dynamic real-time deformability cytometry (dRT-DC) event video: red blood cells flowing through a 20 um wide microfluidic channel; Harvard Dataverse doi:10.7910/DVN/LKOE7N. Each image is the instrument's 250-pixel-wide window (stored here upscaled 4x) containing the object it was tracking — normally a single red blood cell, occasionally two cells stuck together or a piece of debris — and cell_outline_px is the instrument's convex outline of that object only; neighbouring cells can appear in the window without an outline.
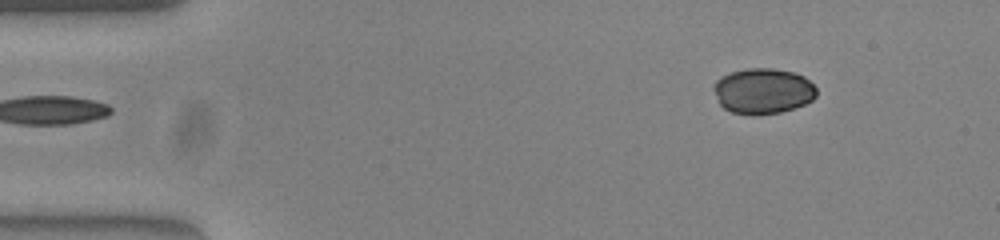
{"species": "common noctule bat (a hibernating species)", "species_latin": "Nyctalus noctula", "temperature_condition": "warm", "stored_images_in_passage": 47, "camera_frame_rate_fps": 3000, "um_per_image_px": 0.085, "animal": {"sex": "female", "body_mass_g": 23.0, "forearm_length_mm": 53.4}, "frame": {"image": 1, "passage_image": 1, "time_ms": 0.0, "image_size_px": [1000, 240], "cell_outline_px": [[816, 96], [812, 100], [804, 104], [780, 112], [756, 116], [752, 116], [732, 112], [724, 108], [720, 104], [712, 88], [712, 84], [720, 76], [732, 72], [748, 68], [772, 68], [792, 72], [804, 76], [816, 88]], "centroid_in_image_um": [64.82, 7.74], "position_along_channel_um": 20.2, "area_um2": 27.46}}
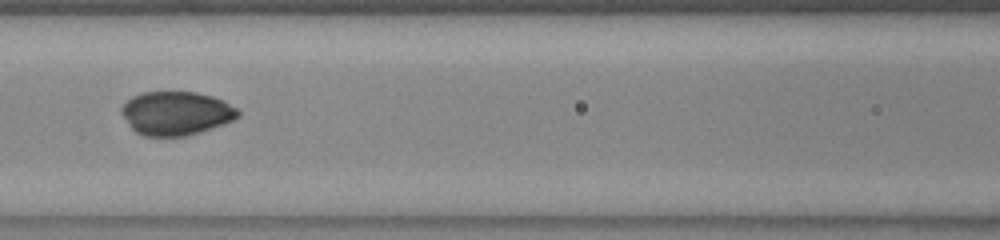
{"frame": {"image": 2, "passage_image": 18, "time_ms": 5.667, "image_size_px": [1000, 240], "cell_outline_px": [[240, 116], [224, 124], [188, 136], [144, 136], [136, 132], [128, 124], [120, 112], [120, 108], [132, 96], [144, 92], [196, 92], [212, 96], [224, 100], [236, 108], [240, 112]], "centroid_in_image_um": [14.97, 9.63], "position_along_channel_um": 151.6, "area_um2": 29.77}}
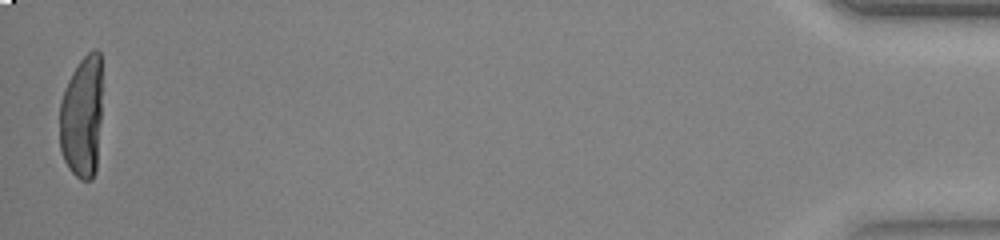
{"frame": {"image": 3, "passage_image": 47, "time_ms": 15.333, "image_size_px": [1000, 240], "cell_outline_px": [[100, 120], [96, 172], [92, 180], [80, 180], [68, 168], [64, 160], [60, 148], [60, 100], [64, 88], [72, 72], [80, 60], [92, 48], [96, 48], [100, 52]], "centroid_in_image_um": [6.95, 9.95], "position_along_channel_um": 428.3, "area_um2": 30.52}, "authors_computed_cell_mechanics": {"area_um2": 29.767, "velocity_mm_per_s": 3.8736, "shape_relaxation_time_tau1_ms": 5.5866, "shape_relaxation_time_tau2_ms": null, "deformation_change_tau1": 0.2084, "deformation_change_tau2": null}}